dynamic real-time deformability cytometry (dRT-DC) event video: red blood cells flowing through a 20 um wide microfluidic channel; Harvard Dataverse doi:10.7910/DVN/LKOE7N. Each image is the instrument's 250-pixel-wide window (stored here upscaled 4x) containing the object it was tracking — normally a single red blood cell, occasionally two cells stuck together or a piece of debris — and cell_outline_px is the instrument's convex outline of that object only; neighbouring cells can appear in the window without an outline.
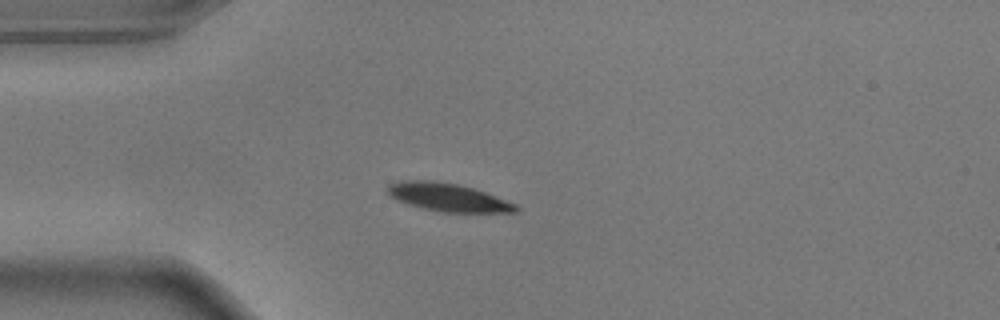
{"species": "common noctule bat (a hibernating species)", "species_latin": "Nyctalus noctula", "temperature_condition": "warm", "stored_images_in_passage": 42, "camera_frame_rate_fps": 3000, "um_per_image_px": 0.085, "animal": {"sex": "male", "body_mass_g": 17.9}, "frame": {"image": 1, "passage_image": 1, "time_ms": 0.0, "image_size_px": [1000, 320], "cell_outline_px": [[520, 208], [516, 212], [440, 212], [408, 204], [396, 200], [388, 196], [388, 184], [404, 180], [432, 180], [456, 184], [472, 188], [484, 192], [516, 204]], "centroid_in_image_um": [38.04, 16.77], "position_along_channel_um": 47.0, "area_um2": 20.81}}
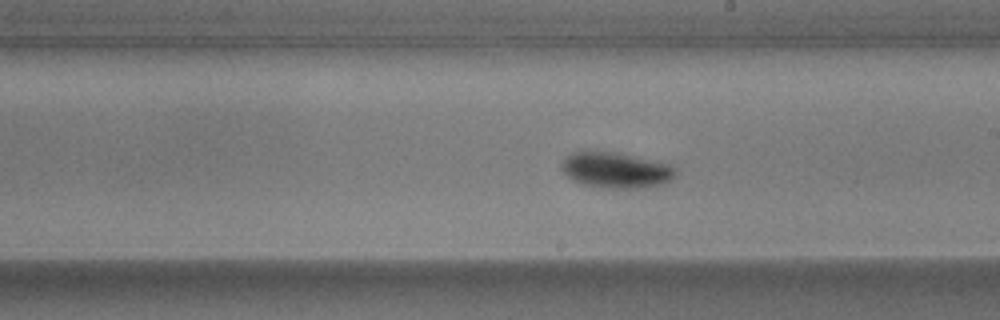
{"frame": {"image": 2, "passage_image": 18, "time_ms": 5.667, "image_size_px": [1000, 320], "cell_outline_px": [[676, 176], [672, 180], [660, 184], [640, 188], [600, 188], [580, 184], [572, 180], [560, 168], [560, 164], [572, 152], [588, 148], [616, 152], [668, 164], [676, 168]], "centroid_in_image_um": [52.29, 14.44], "position_along_channel_um": 236.7, "area_um2": 24.28}}
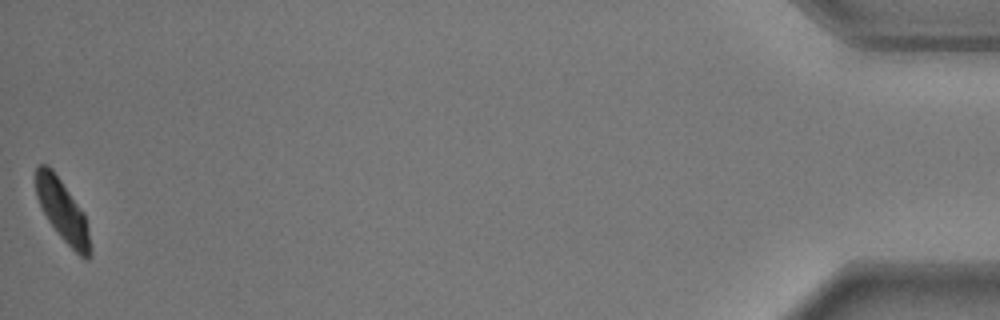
{"frame": {"image": 3, "passage_image": 42, "time_ms": 13.667, "image_size_px": [1000, 320], "cell_outline_px": [[92, 256], [88, 260], [84, 260], [60, 236], [48, 220], [36, 196], [36, 168], [40, 164], [48, 164], [52, 168], [84, 212], [92, 248]], "centroid_in_image_um": [5.35, 17.93], "position_along_channel_um": 429.9, "area_um2": 19.48}, "authors_computed_cell_mechanics": {"area_um2": 21.7039, "velocity_mm_per_s": 3.6113, "shape_relaxation_time_tau1_ms": 2.0039, "shape_relaxation_time_tau2_ms": null, "deformation_change_tau1": 0.1519, "deformation_change_tau2": null}}